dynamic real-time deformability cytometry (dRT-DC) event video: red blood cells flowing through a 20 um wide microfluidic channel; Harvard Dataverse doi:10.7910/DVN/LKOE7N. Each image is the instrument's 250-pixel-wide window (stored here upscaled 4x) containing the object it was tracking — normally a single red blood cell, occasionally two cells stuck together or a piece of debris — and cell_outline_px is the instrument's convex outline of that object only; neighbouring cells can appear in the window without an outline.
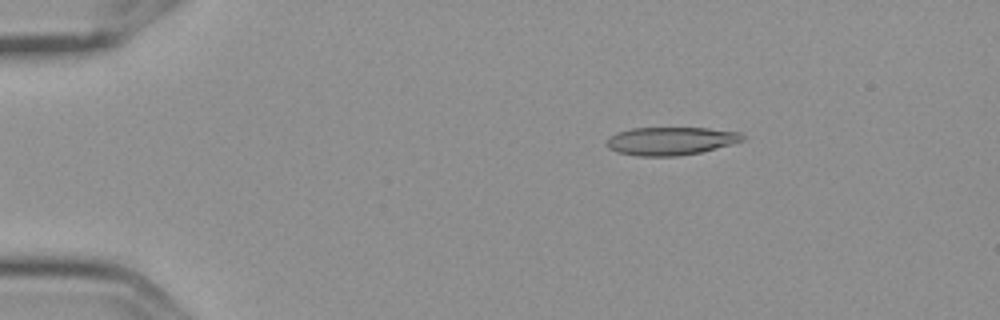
{"species": "Egyptian fruit bat (a non-hibernating species)", "species_latin": "Rousettus aegyptiacus", "temperature_condition": "cold", "stored_images_in_passage": 5, "camera_frame_rate_fps": 3000, "um_per_image_px": 0.085, "frame": {"image": 1, "passage_image": 3, "time_ms": 0.667, "image_size_px": [1000, 320], "cell_outline_px": [[744, 140], [700, 152], [676, 156], [636, 156], [616, 152], [608, 148], [604, 144], [608, 136], [616, 132], [632, 128], [708, 128], [740, 132], [744, 136]], "centroid_in_image_um": [56.92, 11.98], "position_along_channel_um": 28.1, "area_um2": 22.31}}